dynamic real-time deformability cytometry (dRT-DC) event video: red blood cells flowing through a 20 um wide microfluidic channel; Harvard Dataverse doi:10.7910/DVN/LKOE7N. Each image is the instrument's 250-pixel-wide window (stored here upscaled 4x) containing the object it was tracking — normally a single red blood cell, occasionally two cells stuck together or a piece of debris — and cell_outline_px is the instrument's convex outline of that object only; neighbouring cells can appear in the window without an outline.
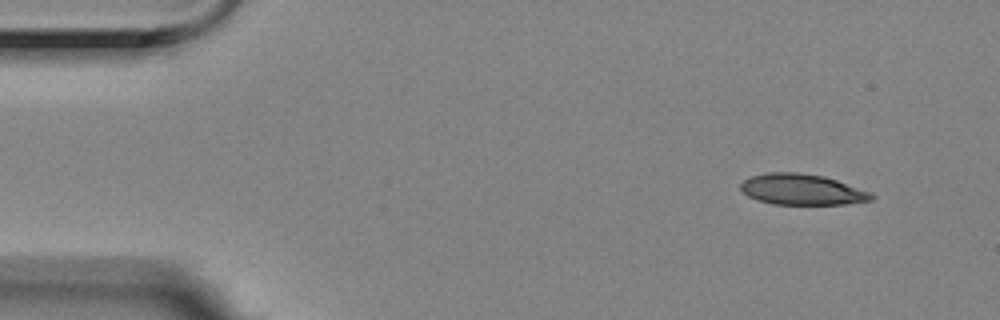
{"species": "Egyptian fruit bat (a non-hibernating species)", "species_latin": "Rousettus aegyptiacus", "temperature_condition": "room temperature", "stored_images_in_passage": 4, "camera_frame_rate_fps": 3000, "um_per_image_px": 0.085, "animal": {"sex": "female"}, "frame": {"image": 1, "passage_image": 1, "time_ms": 0.0, "image_size_px": [1000, 320], "cell_outline_px": [[876, 196], [872, 200], [844, 204], [772, 204], [756, 200], [748, 196], [740, 188], [740, 184], [744, 180], [752, 176], [768, 172], [796, 172], [824, 176], [872, 192]], "centroid_in_image_um": [68.17, 16.11], "position_along_channel_um": 16.8, "area_um2": 23.52}}
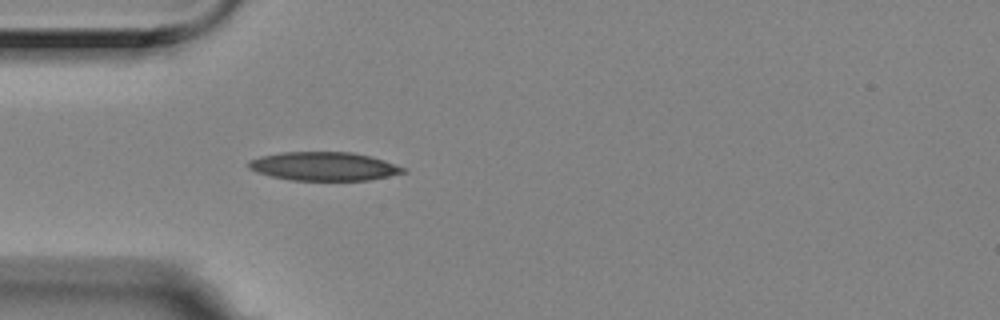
{"frame": {"image": 2, "passage_image": 4, "time_ms": 1.0, "image_size_px": [1000, 320], "cell_outline_px": [[404, 172], [368, 180], [292, 180], [272, 176], [256, 172], [248, 168], [248, 160], [260, 156], [284, 152], [352, 152], [384, 160], [404, 168]], "centroid_in_image_um": [27.46, 14.13], "position_along_channel_um": 57.5, "area_um2": 25.43}}